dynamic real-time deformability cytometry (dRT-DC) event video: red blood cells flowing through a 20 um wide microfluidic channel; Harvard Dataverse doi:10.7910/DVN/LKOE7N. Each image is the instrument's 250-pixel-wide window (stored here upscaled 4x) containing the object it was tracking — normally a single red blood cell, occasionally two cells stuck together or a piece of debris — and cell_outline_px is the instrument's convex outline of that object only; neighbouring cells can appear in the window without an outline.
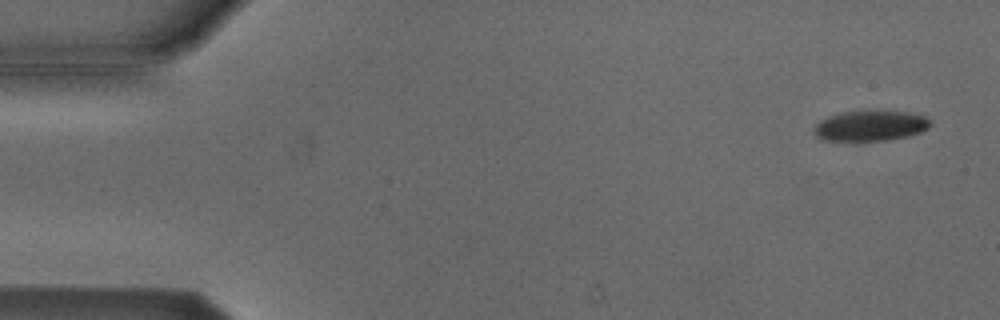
{"species": "Egyptian fruit bat (a non-hibernating species)", "species_latin": "Rousettus aegyptiacus", "temperature_condition": "cold", "stored_images_in_passage": 54, "camera_frame_rate_fps": 3000, "um_per_image_px": 0.085, "animal": {"sex": "male"}, "frame": {"image": 1, "passage_image": 3, "time_ms": 0.667, "image_size_px": [1000, 320], "cell_outline_px": [[932, 124], [928, 128], [920, 132], [908, 136], [884, 140], [856, 144], [824, 140], [816, 136], [812, 128], [820, 120], [828, 116], [840, 112], [868, 108], [884, 108], [908, 112], [928, 116]], "centroid_in_image_um": [73.96, 10.67], "position_along_channel_um": 11.0, "area_um2": 22.43}}
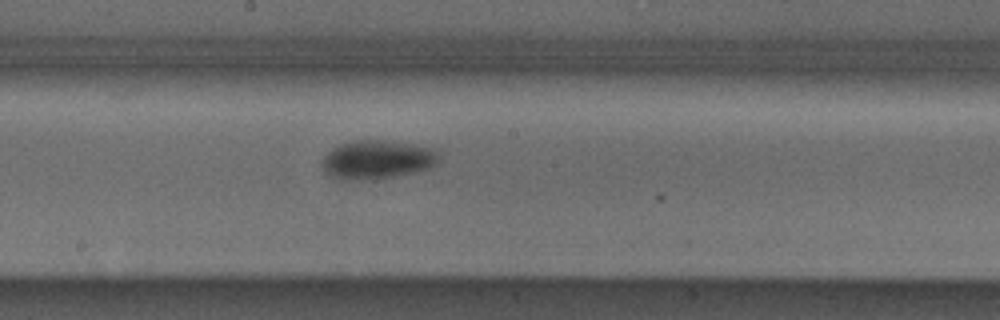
{"frame": {"image": 2, "passage_image": 29, "time_ms": 9.333, "image_size_px": [1000, 320], "cell_outline_px": [[440, 156], [436, 164], [428, 168], [412, 172], [392, 176], [332, 176], [320, 164], [324, 156], [332, 148], [340, 144], [352, 140], [384, 140], [440, 148]], "centroid_in_image_um": [32.17, 13.47], "position_along_channel_um": 216.0, "area_um2": 25.26}}
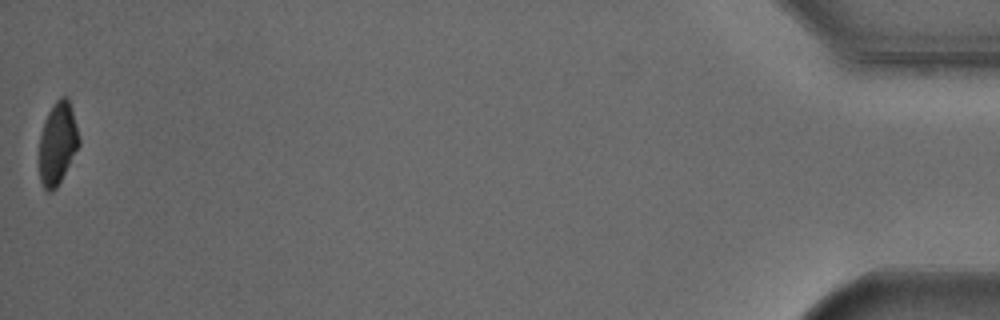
{"frame": {"image": 3, "passage_image": 54, "time_ms": 17.667, "image_size_px": [1000, 320], "cell_outline_px": [[80, 144], [56, 188], [52, 192], [48, 192], [44, 188], [40, 180], [40, 136], [44, 120], [48, 112], [56, 100], [60, 96], [68, 96], [80, 140]], "centroid_in_image_um": [4.89, 12.16], "position_along_channel_um": 430.3, "area_um2": 18.84}, "authors_computed_cell_mechanics": {"area_um2": 23.2356, "velocity_mm_per_s": 3.8033, "shape_relaxation_time_tau1_ms": 2.4975, "shape_relaxation_time_tau2_ms": null, "deformation_change_tau1": 0.0768, "deformation_change_tau2": null}}